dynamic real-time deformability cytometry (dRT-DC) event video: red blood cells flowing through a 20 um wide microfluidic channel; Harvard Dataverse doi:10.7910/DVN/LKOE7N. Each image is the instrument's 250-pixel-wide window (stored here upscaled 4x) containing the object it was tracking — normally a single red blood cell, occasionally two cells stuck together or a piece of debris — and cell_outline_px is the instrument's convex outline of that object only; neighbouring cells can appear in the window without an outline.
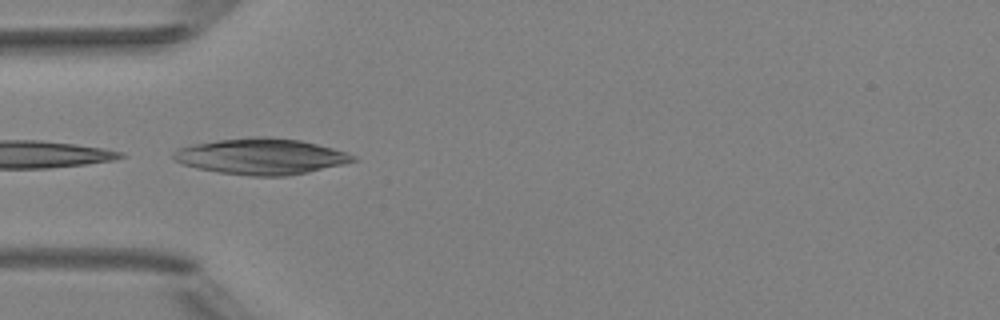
{"species": "Egyptian fruit bat (a non-hibernating species)", "species_latin": "Rousettus aegyptiacus", "temperature_condition": "room temperature", "stored_images_in_passage": 7, "camera_frame_rate_fps": 3000, "um_per_image_px": 0.085, "animal": {"sex": "female"}, "frame": {"image": 1, "passage_image": 5, "time_ms": 4.667, "image_size_px": [1000, 320], "cell_outline_px": [[356, 160], [344, 164], [308, 172], [288, 176], [252, 176], [220, 172], [196, 168], [172, 160], [172, 152], [180, 148], [192, 144], [216, 140], [252, 136], [268, 136], [300, 140], [348, 152], [356, 156]], "centroid_in_image_um": [22.19, 13.29], "position_along_channel_um": 62.8, "area_um2": 37.8}}
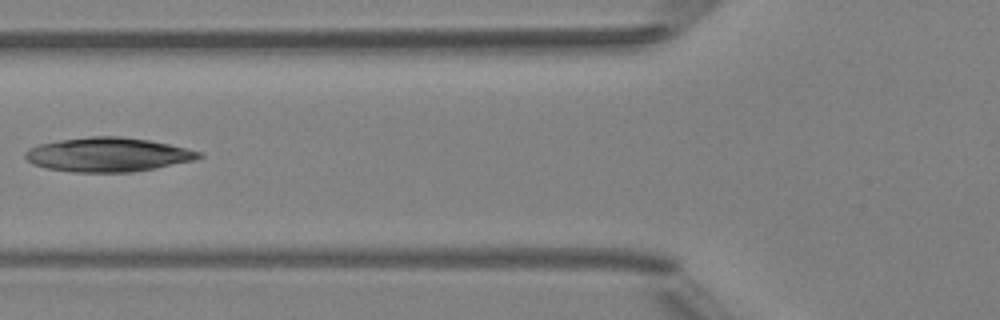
{"frame": {"image": 2, "passage_image": 6, "time_ms": 6.0, "image_size_px": [1000, 320], "cell_outline_px": [[204, 156], [196, 160], [156, 168], [132, 172], [72, 172], [44, 168], [32, 164], [24, 156], [24, 152], [28, 148], [40, 144], [60, 140], [92, 136], [120, 136], [148, 140], [188, 148], [204, 152]], "centroid_in_image_um": [9.2, 13.15], "position_along_channel_um": 116.6, "area_um2": 34.8}}
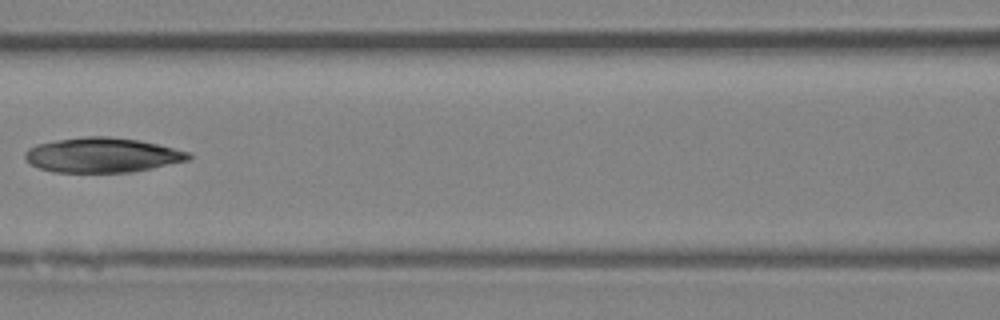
{"frame": {"image": 3, "passage_image": 7, "time_ms": 7.0, "image_size_px": [1000, 320], "cell_outline_px": [[192, 160], [132, 172], [56, 172], [40, 168], [32, 164], [24, 156], [24, 152], [28, 148], [36, 144], [56, 140], [88, 136], [108, 136], [140, 140], [188, 152], [192, 156]], "centroid_in_image_um": [8.71, 13.18], "position_along_channel_um": 157.9, "area_um2": 33.06}}